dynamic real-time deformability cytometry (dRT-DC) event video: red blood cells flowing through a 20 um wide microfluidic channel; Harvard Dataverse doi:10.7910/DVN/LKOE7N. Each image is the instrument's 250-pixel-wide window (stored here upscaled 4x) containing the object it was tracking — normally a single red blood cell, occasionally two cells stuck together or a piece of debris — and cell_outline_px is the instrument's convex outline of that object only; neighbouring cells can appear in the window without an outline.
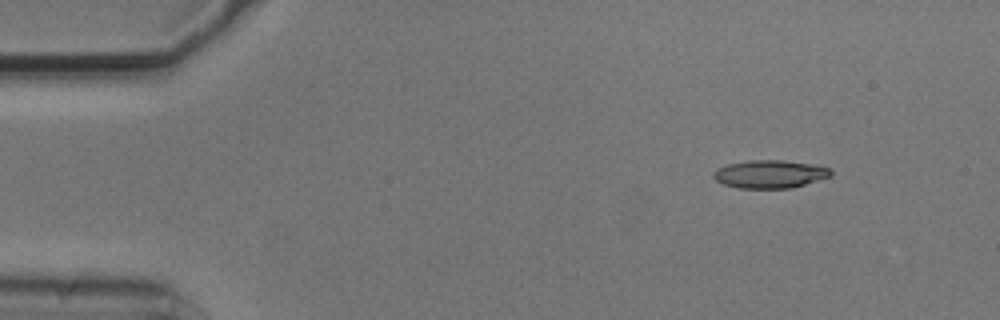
{"species": "common noctule bat (a hibernating species)", "species_latin": "Nyctalus noctula", "temperature_condition": "cold", "stored_images_in_passage": 3, "segment_of_instrument_passage": [2, 2], "camera_frame_rate_fps": 3000, "um_per_image_px": 0.085, "animal": {"sex": "male", "body_mass_g": 20.5, "forearm_length_mm": 52.5}, "frame": {"image": 1, "passage_image": 3, "time_ms": 0.667, "image_size_px": [1000, 320], "cell_outline_px": [[832, 176], [792, 188], [740, 188], [724, 184], [716, 180], [712, 176], [712, 172], [716, 168], [728, 164], [748, 160], [784, 160], [812, 164], [832, 168]], "centroid_in_image_um": [65.45, 14.79], "position_along_channel_um": 19.6, "area_um2": 19.31}}